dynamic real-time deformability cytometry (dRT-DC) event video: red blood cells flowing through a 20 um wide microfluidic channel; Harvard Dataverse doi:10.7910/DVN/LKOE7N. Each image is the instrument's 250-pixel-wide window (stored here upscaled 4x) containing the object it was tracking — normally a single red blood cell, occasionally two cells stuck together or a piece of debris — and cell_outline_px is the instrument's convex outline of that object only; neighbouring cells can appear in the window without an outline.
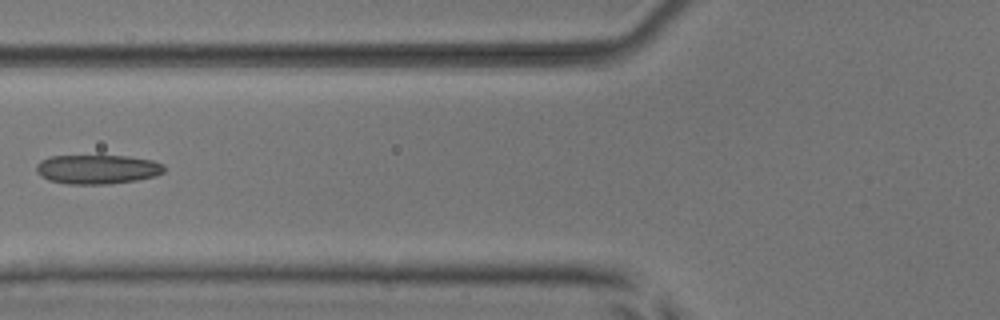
{"species": "common noctule bat (a hibernating species)", "species_latin": "Nyctalus noctula", "temperature_condition": "room temperature", "stored_images_in_passage": 8, "camera_frame_rate_fps": 3000, "um_per_image_px": 0.085, "animal": {"sex": "male", "body_mass_g": 17.9, "forearm_length_mm": 54.2}, "frame": {"image": 1, "passage_image": 6, "time_ms": 1.667, "image_size_px": [1000, 320], "cell_outline_px": [[164, 172], [156, 176], [136, 180], [112, 184], [68, 184], [48, 180], [40, 176], [36, 172], [36, 164], [40, 160], [48, 156], [128, 156], [152, 160], [164, 164]], "centroid_in_image_um": [8.26, 14.39], "position_along_channel_um": 117.5, "area_um2": 22.02}}
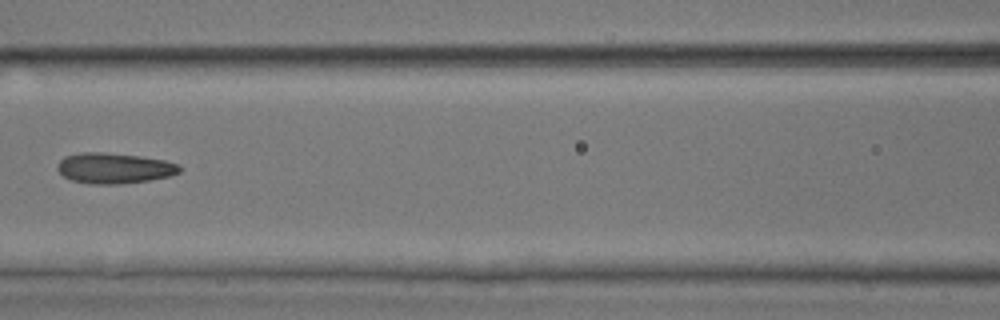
{"frame": {"image": 2, "passage_image": 7, "time_ms": 2.0, "image_size_px": [1000, 320], "cell_outline_px": [[180, 172], [168, 176], [148, 180], [120, 184], [88, 184], [72, 180], [64, 176], [56, 168], [56, 164], [64, 156], [80, 152], [104, 152], [140, 156], [164, 160], [180, 164]], "centroid_in_image_um": [9.67, 14.28], "position_along_channel_um": 156.9, "area_um2": 21.85}}